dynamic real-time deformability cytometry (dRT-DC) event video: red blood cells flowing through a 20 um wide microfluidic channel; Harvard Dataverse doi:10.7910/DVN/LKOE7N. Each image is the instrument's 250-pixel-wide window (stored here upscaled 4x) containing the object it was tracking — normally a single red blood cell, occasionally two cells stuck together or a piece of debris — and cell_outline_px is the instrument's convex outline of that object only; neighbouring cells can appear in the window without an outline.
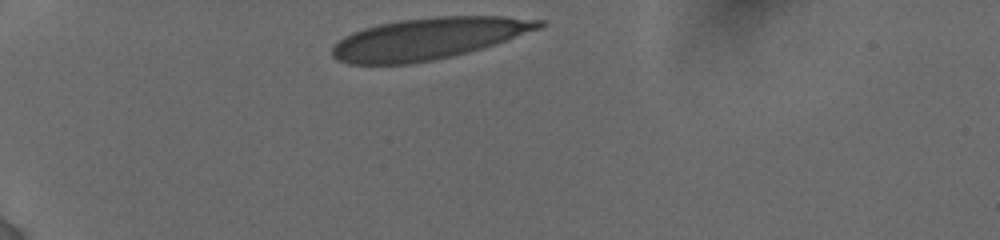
{"species": "human", "species_latin": "Homo sapiens", "temperature_condition": "cold", "stored_images_in_passage": 33, "camera_frame_rate_fps": 3000, "um_per_image_px": 0.085, "donor": {"sex": "female"}, "frame": {"image": 1, "passage_image": 1, "time_ms": 0.0, "image_size_px": [1000, 240], "cell_outline_px": [[548, 24], [540, 28], [496, 44], [452, 56], [432, 60], [408, 64], [348, 64], [336, 60], [332, 56], [332, 48], [344, 36], [352, 32], [364, 28], [380, 24], [400, 20], [436, 16], [504, 16], [544, 20]], "centroid_in_image_um": [36.42, 3.27], "position_along_channel_um": 48.6, "area_um2": 50.0}}
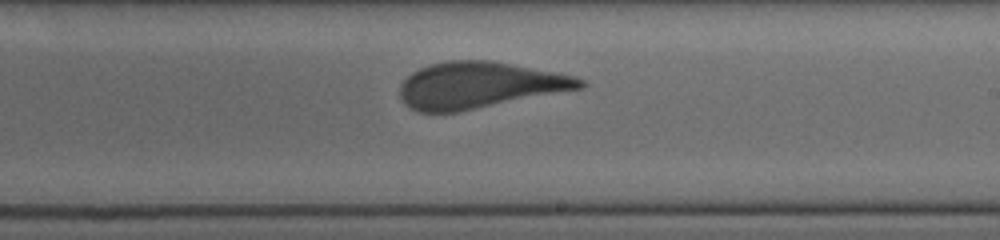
{"frame": {"image": 2, "passage_image": 20, "time_ms": 6.333, "image_size_px": [1000, 240], "cell_outline_px": [[588, 84], [584, 88], [456, 112], [420, 112], [404, 104], [400, 96], [400, 84], [412, 72], [420, 68], [432, 64], [452, 60], [492, 60], [572, 76], [584, 80]], "centroid_in_image_um": [40.73, 7.24], "position_along_channel_um": 248.3, "area_um2": 48.21}}
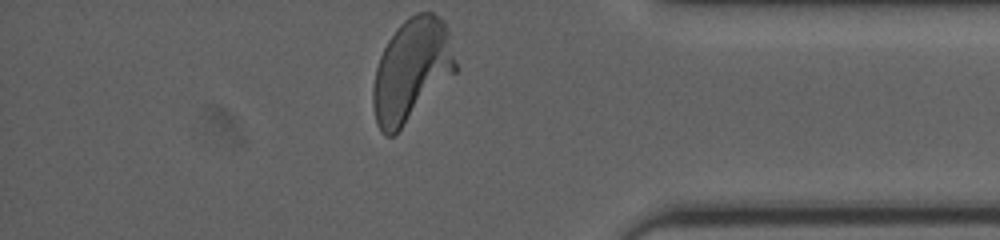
{"frame": {"image": 3, "passage_image": 33, "time_ms": 10.667, "image_size_px": [1000, 240], "cell_outline_px": [[456, 72], [392, 136], [384, 136], [380, 132], [376, 124], [372, 108], [372, 88], [376, 68], [380, 56], [388, 40], [396, 28], [404, 20], [416, 12], [432, 12], [444, 20], [448, 28], [456, 64]], "centroid_in_image_um": [34.95, 5.94], "position_along_channel_um": 400.2, "area_um2": 49.19}, "authors_computed_cell_mechanics": {"area_um2": 49.8236, "velocity_mm_per_s": 3.8377, "shape_relaxation_time_tau1_ms": 4.8828, "shape_relaxation_time_tau2_ms": null, "deformation_change_tau1": 0.1892, "deformation_change_tau2": null}}